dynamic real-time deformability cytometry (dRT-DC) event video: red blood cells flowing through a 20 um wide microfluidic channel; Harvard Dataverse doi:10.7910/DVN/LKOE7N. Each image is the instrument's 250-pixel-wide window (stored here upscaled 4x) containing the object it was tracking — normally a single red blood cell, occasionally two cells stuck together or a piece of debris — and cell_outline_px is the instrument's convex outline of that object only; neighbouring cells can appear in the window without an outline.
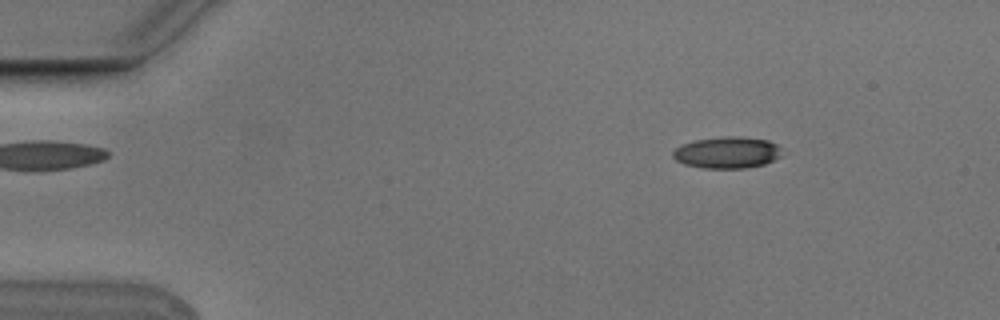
{"species": "Egyptian fruit bat (a non-hibernating species)", "species_latin": "Rousettus aegyptiacus", "temperature_condition": "cold", "stored_images_in_passage": 4, "camera_frame_rate_fps": 3000, "um_per_image_px": 0.085, "animal": {"sex": "male"}, "frame": {"image": 1, "passage_image": 2, "time_ms": 0.333, "image_size_px": [1000, 320], "cell_outline_px": [[780, 156], [764, 164], [744, 168], [700, 168], [684, 164], [676, 160], [672, 156], [672, 152], [680, 144], [696, 140], [724, 136], [740, 136], [768, 140], [776, 144]], "centroid_in_image_um": [61.74, 12.96], "position_along_channel_um": 23.3, "area_um2": 19.94}}